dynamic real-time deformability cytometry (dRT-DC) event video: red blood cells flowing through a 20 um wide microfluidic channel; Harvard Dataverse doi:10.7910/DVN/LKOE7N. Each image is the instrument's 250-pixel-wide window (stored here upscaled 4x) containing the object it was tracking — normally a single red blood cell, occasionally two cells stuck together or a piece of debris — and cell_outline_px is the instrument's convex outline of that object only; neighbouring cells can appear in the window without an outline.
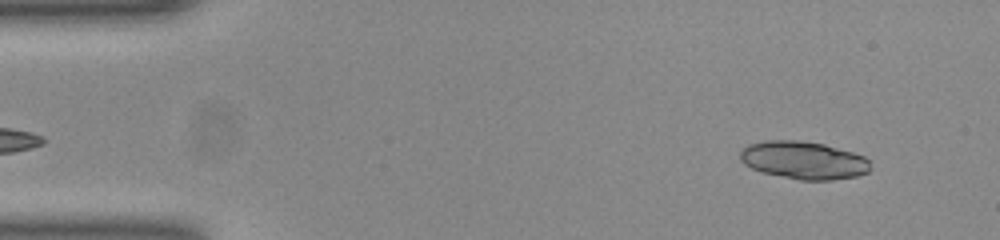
{"species": "common noctule bat (a hibernating species)", "species_latin": "Nyctalus noctula", "temperature_condition": "room temperature", "stored_images_in_passage": 11, "camera_frame_rate_fps": 3000, "um_per_image_px": 0.085, "animal": {"sex": "female", "body_mass_g": 23.0, "forearm_length_mm": 53.4}, "frame": {"image": 1, "passage_image": 4, "time_ms": 1.0, "image_size_px": [1000, 240], "cell_outline_px": [[868, 172], [856, 176], [832, 180], [800, 180], [764, 172], [752, 168], [744, 164], [740, 160], [740, 152], [748, 144], [764, 140], [800, 140], [824, 144], [852, 152], [864, 156], [868, 160]], "centroid_in_image_um": [68.28, 13.61], "position_along_channel_um": 16.7, "area_um2": 28.5}}